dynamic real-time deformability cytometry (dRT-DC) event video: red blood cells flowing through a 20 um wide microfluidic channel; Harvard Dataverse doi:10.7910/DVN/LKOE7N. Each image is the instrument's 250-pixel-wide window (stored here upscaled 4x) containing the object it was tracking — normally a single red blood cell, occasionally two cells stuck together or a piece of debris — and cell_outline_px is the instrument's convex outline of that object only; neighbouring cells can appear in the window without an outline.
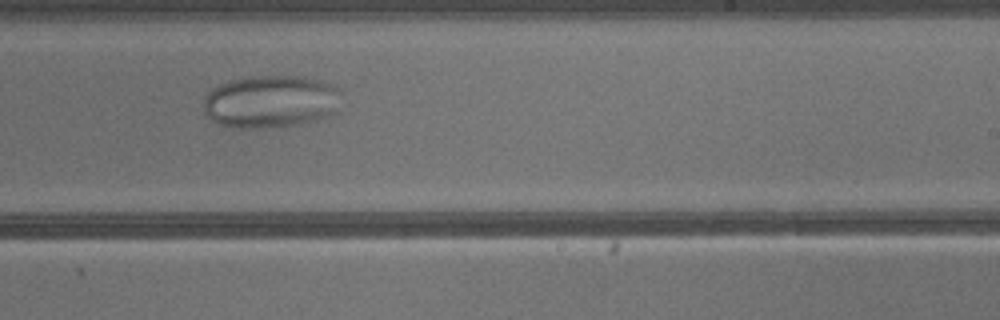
{"species": "common noctule bat (a hibernating species)", "species_latin": "Nyctalus noctula", "temperature_condition": "warm", "stored_images_in_passage": 31, "camera_frame_rate_fps": 3000, "um_per_image_px": 0.085, "animal": {"sex": "male", "body_mass_g": 13.3}, "frame": {"image": 1, "passage_image": 18, "time_ms": 5.667, "image_size_px": [1000, 320], "cell_outline_px": [[336, 112], [328, 116], [316, 120], [300, 124], [268, 128], [240, 128], [216, 124], [204, 112], [204, 96], [212, 88], [228, 80], [248, 76], [304, 76], [328, 80], [336, 88]], "centroid_in_image_um": [22.96, 8.62], "position_along_channel_um": 266.0, "area_um2": 42.6}}